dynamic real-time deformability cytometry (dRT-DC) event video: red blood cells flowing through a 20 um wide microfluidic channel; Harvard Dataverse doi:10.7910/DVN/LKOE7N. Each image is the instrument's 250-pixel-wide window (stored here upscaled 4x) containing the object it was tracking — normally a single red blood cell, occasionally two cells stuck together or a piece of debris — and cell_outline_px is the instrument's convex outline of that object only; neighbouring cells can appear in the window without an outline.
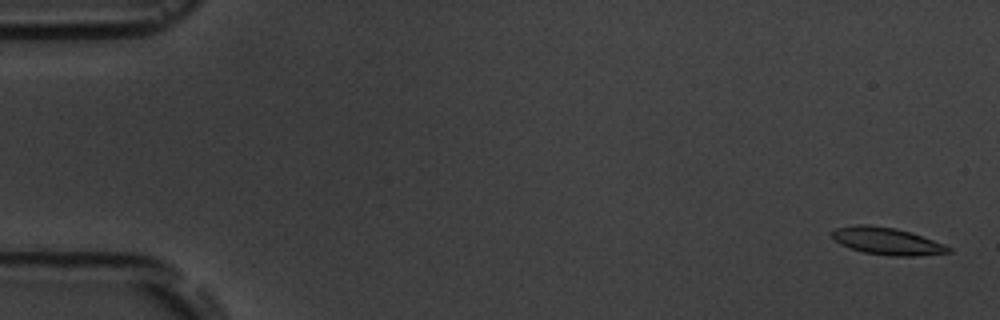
{"species": "common noctule bat (a hibernating species)", "species_latin": "Nyctalus noctula", "temperature_condition": "room temperature", "stored_images_in_passage": 4, "camera_frame_rate_fps": 3000, "um_per_image_px": 0.085, "animal": {"sex": "male", "body_mass_g": 19.5, "forearm_length_mm": 54.6}, "frame": {"image": 1, "passage_image": 1, "time_ms": 0.0, "image_size_px": [1000, 320], "cell_outline_px": [[952, 252], [916, 256], [892, 256], [864, 252], [840, 244], [832, 236], [832, 232], [836, 228], [856, 224], [868, 224], [896, 228], [944, 244], [952, 248]], "centroid_in_image_um": [75.4, 20.49], "position_along_channel_um": 9.6, "area_um2": 18.21}}